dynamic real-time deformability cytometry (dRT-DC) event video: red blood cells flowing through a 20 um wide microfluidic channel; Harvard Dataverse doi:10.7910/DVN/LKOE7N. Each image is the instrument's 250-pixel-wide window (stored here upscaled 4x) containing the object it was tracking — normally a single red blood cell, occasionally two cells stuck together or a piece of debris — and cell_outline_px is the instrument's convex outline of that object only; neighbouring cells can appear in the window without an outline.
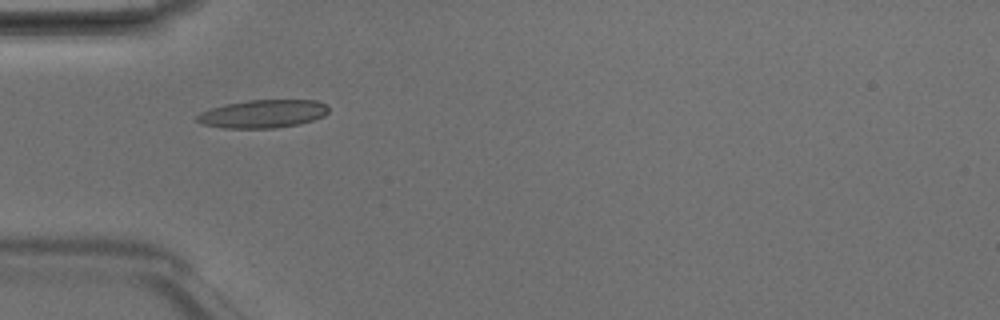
{"species": "Egyptian fruit bat (a non-hibernating species)", "species_latin": "Rousettus aegyptiacus", "temperature_condition": "room temperature", "stored_images_in_passage": 5, "camera_frame_rate_fps": 3000, "um_per_image_px": 0.085, "animal": {"sex": "male"}, "frame": {"image": 1, "passage_image": 4, "time_ms": 1.0, "image_size_px": [1000, 320], "cell_outline_px": [[328, 112], [324, 116], [300, 124], [276, 128], [220, 128], [200, 124], [196, 120], [196, 116], [200, 112], [212, 108], [228, 104], [248, 100], [316, 100], [324, 104], [328, 108]], "centroid_in_image_um": [22.32, 9.69], "position_along_channel_um": 62.7, "area_um2": 21.56}}